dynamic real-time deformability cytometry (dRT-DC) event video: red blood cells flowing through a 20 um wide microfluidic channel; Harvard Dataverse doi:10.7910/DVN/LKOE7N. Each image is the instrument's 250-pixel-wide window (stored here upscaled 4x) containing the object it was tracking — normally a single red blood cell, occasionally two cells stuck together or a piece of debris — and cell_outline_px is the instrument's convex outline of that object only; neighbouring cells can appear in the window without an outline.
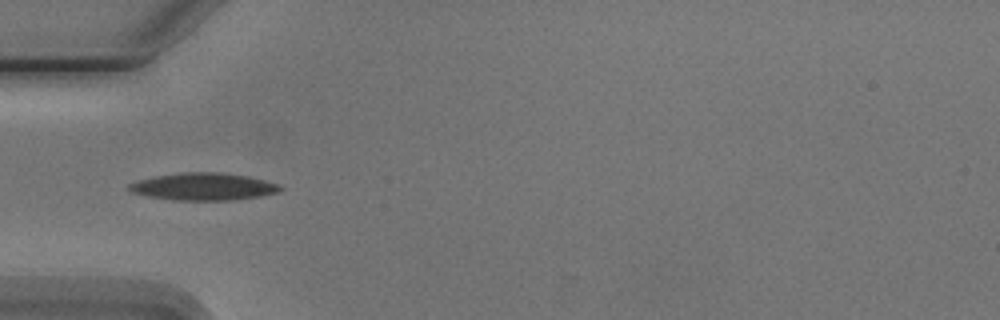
{"species": "Egyptian fruit bat (a non-hibernating species)", "species_latin": "Rousettus aegyptiacus", "temperature_condition": "cold", "stored_images_in_passage": 6, "camera_frame_rate_fps": 3000, "um_per_image_px": 0.085, "animal": {"sex": "male"}, "frame": {"image": 1, "passage_image": 4, "time_ms": 3.333, "image_size_px": [1000, 320], "cell_outline_px": [[284, 188], [280, 192], [260, 196], [232, 200], [176, 200], [148, 196], [132, 192], [128, 188], [128, 184], [140, 180], [156, 176], [184, 172], [220, 172], [248, 176], [280, 184]], "centroid_in_image_um": [17.35, 15.86], "position_along_channel_um": 67.6, "area_um2": 23.99}}
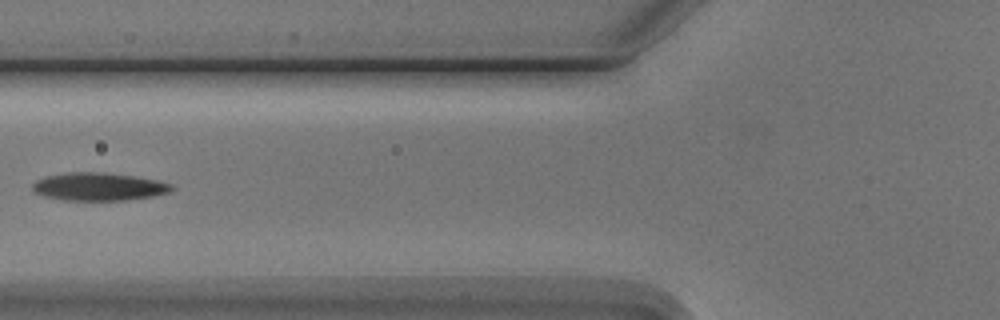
{"frame": {"image": 2, "passage_image": 5, "time_ms": 4.667, "image_size_px": [1000, 320], "cell_outline_px": [[176, 188], [172, 192], [152, 196], [128, 200], [64, 200], [44, 196], [36, 192], [32, 188], [32, 184], [36, 180], [44, 176], [68, 172], [104, 172], [136, 176], [160, 180], [172, 184]], "centroid_in_image_um": [8.45, 15.85], "position_along_channel_um": 117.4, "area_um2": 22.95}}
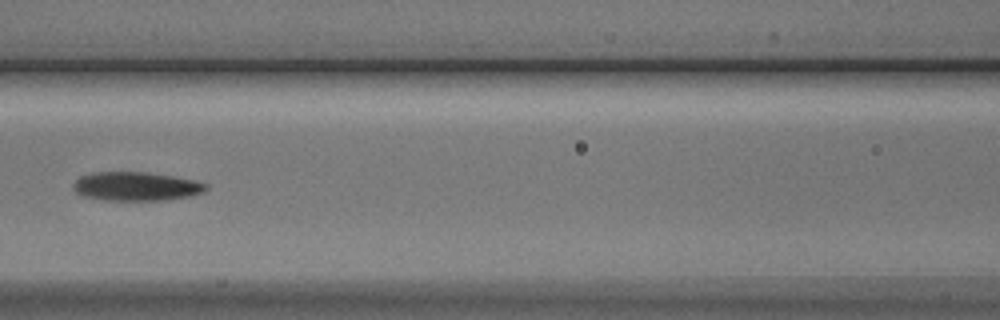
{"frame": {"image": 3, "passage_image": 6, "time_ms": 5.667, "image_size_px": [1000, 320], "cell_outline_px": [[208, 188], [204, 192], [188, 196], [168, 200], [104, 200], [84, 196], [76, 192], [72, 188], [72, 184], [80, 176], [92, 172], [144, 172], [172, 176], [196, 180], [208, 184]], "centroid_in_image_um": [11.57, 15.84], "position_along_channel_um": 155.0, "area_um2": 22.37}}